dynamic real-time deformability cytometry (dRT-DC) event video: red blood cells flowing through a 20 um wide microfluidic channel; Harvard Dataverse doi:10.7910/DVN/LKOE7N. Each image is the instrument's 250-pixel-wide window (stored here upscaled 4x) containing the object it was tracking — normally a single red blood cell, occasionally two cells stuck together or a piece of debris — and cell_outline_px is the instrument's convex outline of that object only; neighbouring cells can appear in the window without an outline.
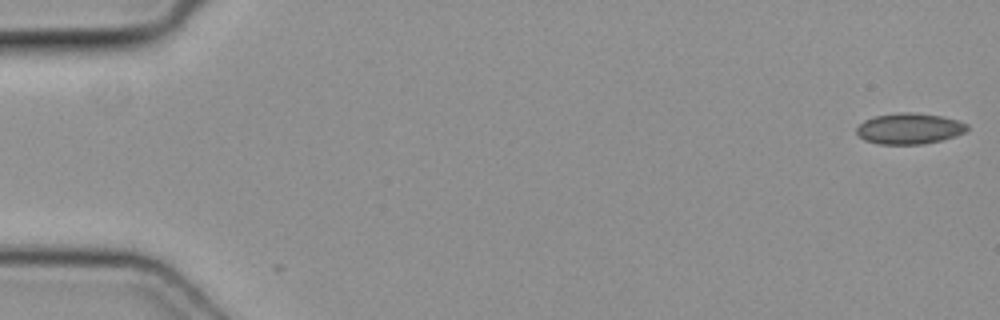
{"species": "common noctule bat (a hibernating species)", "species_latin": "Nyctalus noctula", "temperature_condition": "cold", "stored_images_in_passage": 50, "camera_frame_rate_fps": 3000, "um_per_image_px": 0.085, "animal": {"sex": "female", "body_mass_g": 19.3, "forearm_length_mm": 54.1}, "frame": {"image": 1, "passage_image": 1, "time_ms": 0.0, "image_size_px": [1000, 320], "cell_outline_px": [[968, 128], [964, 132], [956, 136], [924, 144], [880, 144], [864, 140], [856, 132], [856, 128], [864, 120], [876, 116], [900, 112], [912, 112], [940, 116], [956, 120], [968, 124]], "centroid_in_image_um": [77.28, 10.93], "position_along_channel_um": 7.7, "area_um2": 19.77}}
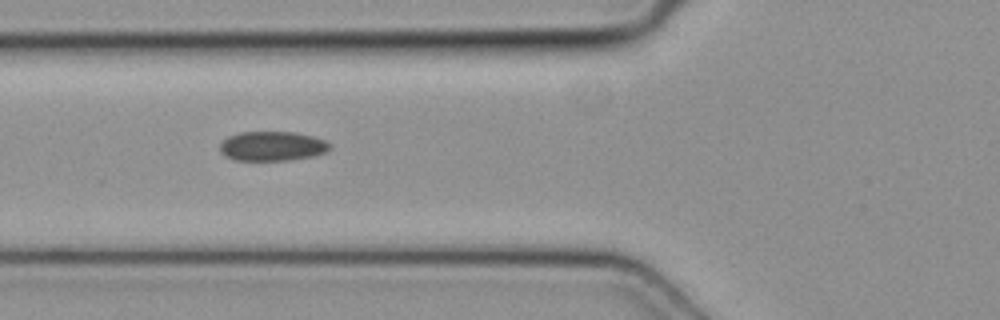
{"frame": {"image": 2, "passage_image": 19, "time_ms": 6.0, "image_size_px": [1000, 320], "cell_outline_px": [[332, 144], [328, 152], [312, 156], [288, 160], [236, 160], [224, 156], [220, 152], [220, 144], [228, 136], [240, 132], [296, 132], [312, 136], [324, 140]], "centroid_in_image_um": [23.15, 12.42], "position_along_channel_um": 102.7, "area_um2": 18.96}}
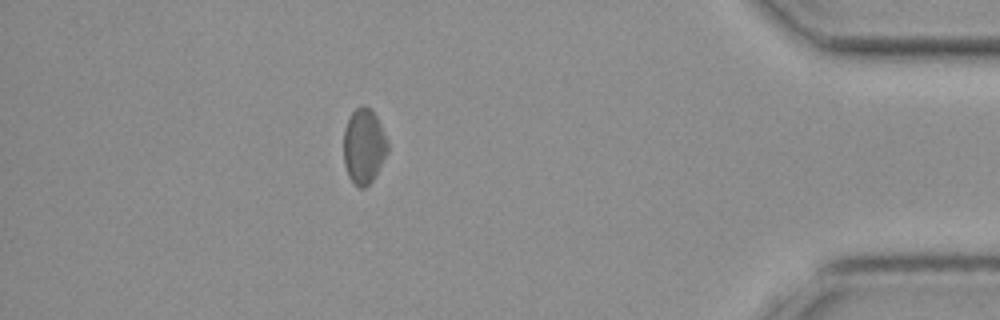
{"frame": {"image": 3, "passage_image": 44, "time_ms": 14.333, "image_size_px": [1000, 320], "cell_outline_px": [[388, 152], [372, 180], [364, 188], [360, 188], [348, 176], [344, 164], [344, 128], [352, 112], [360, 104], [364, 104], [376, 116], [380, 124], [388, 144]], "centroid_in_image_um": [30.91, 12.41], "position_along_channel_um": 404.3, "area_um2": 19.02}}